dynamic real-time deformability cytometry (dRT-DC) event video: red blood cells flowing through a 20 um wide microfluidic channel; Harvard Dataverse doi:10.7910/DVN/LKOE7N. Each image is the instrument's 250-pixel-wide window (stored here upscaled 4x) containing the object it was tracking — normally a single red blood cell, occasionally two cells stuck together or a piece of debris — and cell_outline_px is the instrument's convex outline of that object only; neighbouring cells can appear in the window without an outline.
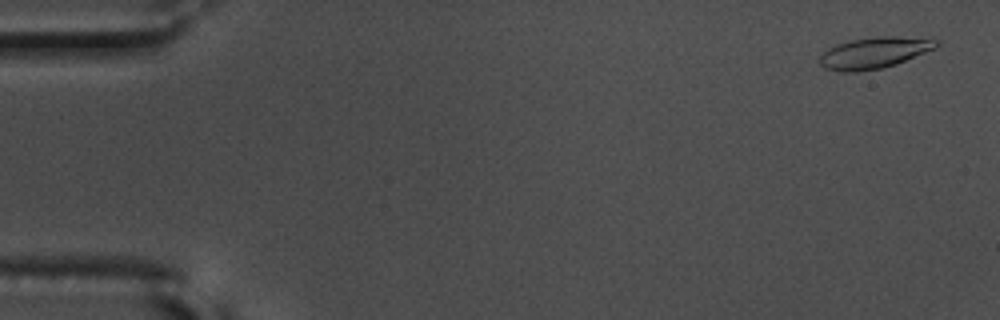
{"species": "common noctule bat (a hibernating species)", "species_latin": "Nyctalus noctula", "temperature_condition": "warm", "stored_images_in_passage": 55, "camera_frame_rate_fps": 3000, "um_per_image_px": 0.085, "animal": {"sex": "male", "body_mass_g": 17.5, "forearm_length_mm": 52.3}, "frame": {"image": 1, "passage_image": 1, "time_ms": 0.0, "image_size_px": [1000, 320], "cell_outline_px": [[940, 44], [936, 48], [896, 64], [880, 68], [856, 72], [840, 72], [824, 68], [820, 64], [820, 56], [828, 48], [836, 44], [852, 40], [876, 36], [896, 36], [940, 40]], "centroid_in_image_um": [74.31, 4.49], "position_along_channel_um": 10.7, "area_um2": 21.21}}
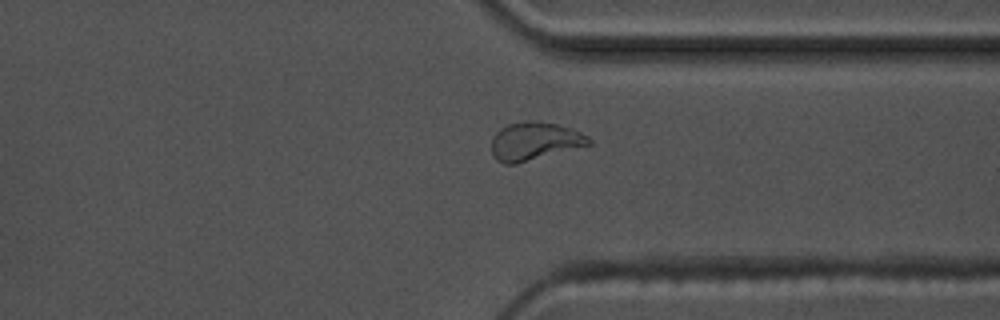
{"frame": {"image": 2, "passage_image": 42, "time_ms": 13.667, "image_size_px": [1000, 320], "cell_outline_px": [[592, 144], [516, 164], [504, 164], [496, 160], [492, 152], [492, 136], [500, 128], [508, 124], [528, 120], [556, 124], [580, 132], [588, 136], [592, 140]], "centroid_in_image_um": [45.41, 12.01], "position_along_channel_um": 366.0, "area_um2": 21.5}}
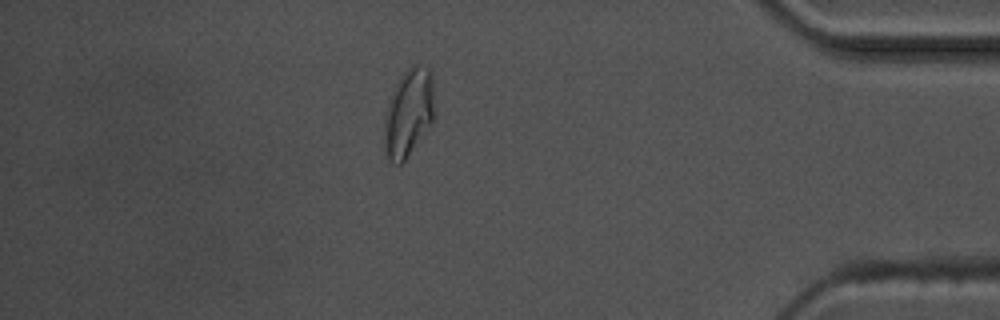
{"frame": {"image": 3, "passage_image": 48, "time_ms": 15.667, "image_size_px": [1000, 320], "cell_outline_px": [[432, 120], [404, 160], [400, 164], [392, 164], [384, 156], [384, 124], [388, 100], [400, 76], [412, 64], [416, 64], [428, 68], [432, 76]], "centroid_in_image_um": [34.66, 9.59], "position_along_channel_um": 400.5, "area_um2": 25.14}, "authors_computed_cell_mechanics": {"area_um2": 20.5768, "velocity_mm_per_s": 3.6127, "shape_relaxation_time_tau1_ms": 5.5829, "shape_relaxation_time_tau2_ms": 3.196, "deformation_change_tau1": 0.2028, "deformation_change_tau2": 0.0865}}